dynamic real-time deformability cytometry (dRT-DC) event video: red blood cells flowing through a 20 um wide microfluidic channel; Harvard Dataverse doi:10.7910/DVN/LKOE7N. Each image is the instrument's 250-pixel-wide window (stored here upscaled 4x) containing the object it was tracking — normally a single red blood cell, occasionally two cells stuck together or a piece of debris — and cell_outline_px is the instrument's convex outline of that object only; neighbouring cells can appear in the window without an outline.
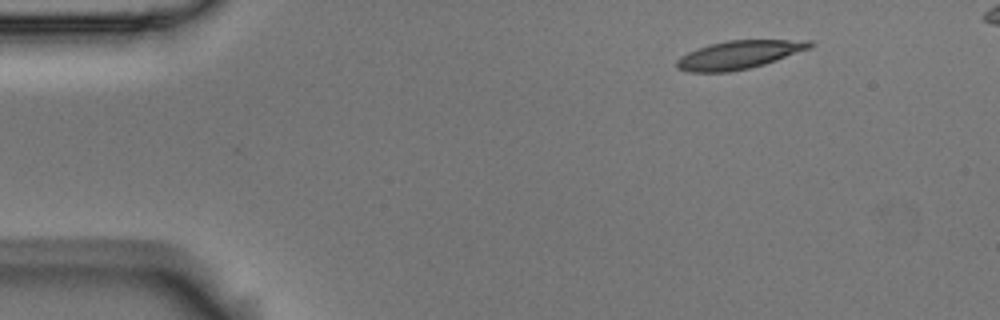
{"species": "Egyptian fruit bat (a non-hibernating species)", "species_latin": "Rousettus aegyptiacus", "temperature_condition": "room temperature", "stored_images_in_passage": 6, "camera_frame_rate_fps": 3000, "um_per_image_px": 0.085, "animal": {"sex": "male"}, "frame": {"image": 1, "passage_image": 1, "time_ms": 0.0, "image_size_px": [1000, 320], "cell_outline_px": [[816, 44], [812, 48], [764, 64], [748, 68], [728, 72], [688, 72], [676, 68], [676, 60], [680, 56], [688, 52], [708, 44], [728, 40], [812, 40]], "centroid_in_image_um": [62.82, 4.65], "position_along_channel_um": 22.2, "area_um2": 22.08}}
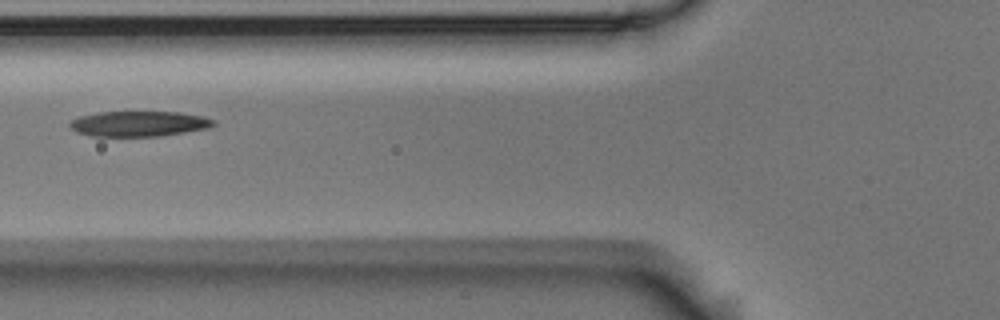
{"frame": {"image": 2, "passage_image": 5, "time_ms": 1.333, "image_size_px": [1000, 320], "cell_outline_px": [[216, 124], [212, 128], [160, 136], [92, 136], [76, 132], [68, 124], [72, 120], [80, 116], [100, 112], [180, 112], [204, 116], [216, 120]], "centroid_in_image_um": [11.88, 10.52], "position_along_channel_um": 113.9, "area_um2": 21.39}}
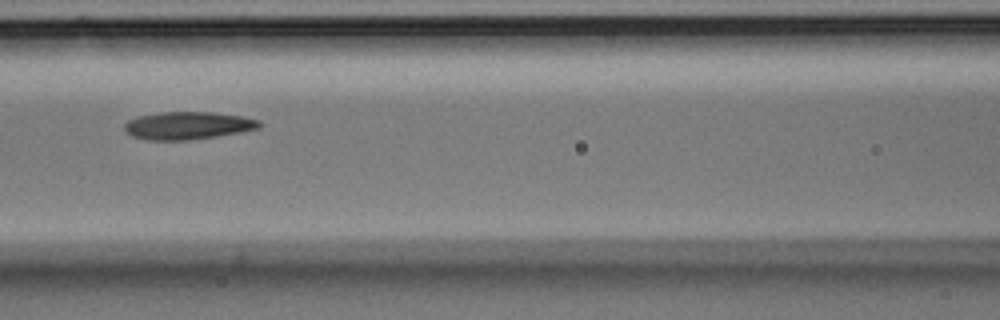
{"frame": {"image": 3, "passage_image": 6, "time_ms": 1.667, "image_size_px": [1000, 320], "cell_outline_px": [[260, 128], [244, 132], [188, 140], [144, 140], [132, 136], [124, 132], [124, 124], [128, 120], [140, 116], [160, 112], [212, 112], [240, 116], [260, 120]], "centroid_in_image_um": [15.95, 10.68], "position_along_channel_um": 150.7, "area_um2": 21.85}}